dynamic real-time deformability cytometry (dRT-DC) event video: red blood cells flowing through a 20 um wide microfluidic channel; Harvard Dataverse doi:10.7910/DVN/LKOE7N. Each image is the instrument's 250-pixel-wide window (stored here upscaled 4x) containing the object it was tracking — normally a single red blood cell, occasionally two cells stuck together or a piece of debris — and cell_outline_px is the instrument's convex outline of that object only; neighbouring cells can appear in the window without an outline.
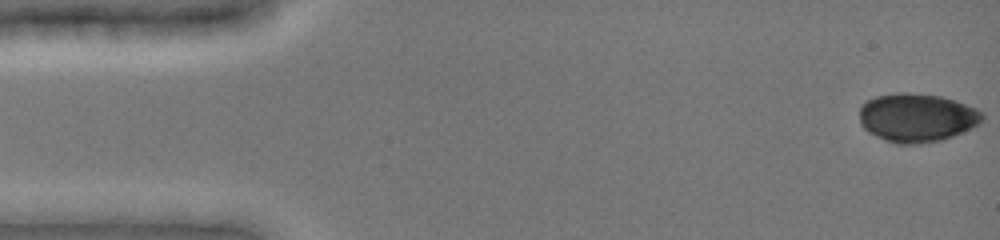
{"species": "common noctule bat (a hibernating species)", "species_latin": "Nyctalus noctula", "temperature_condition": "cold", "stored_images_in_passage": 48, "camera_frame_rate_fps": 3000, "um_per_image_px": 0.085, "animal": {"sex": "female", "body_mass_g": 19.0, "forearm_length_mm": 51.5}, "frame": {"image": 1, "passage_image": 1, "time_ms": 0.0, "image_size_px": [1000, 240], "cell_outline_px": [[984, 116], [972, 128], [952, 136], [940, 140], [920, 144], [900, 144], [884, 140], [868, 132], [860, 124], [860, 104], [876, 96], [900, 92], [904, 92], [940, 96], [956, 100], [976, 108]], "centroid_in_image_um": [77.9, 10.0], "position_along_channel_um": 7.1, "area_um2": 34.68}}
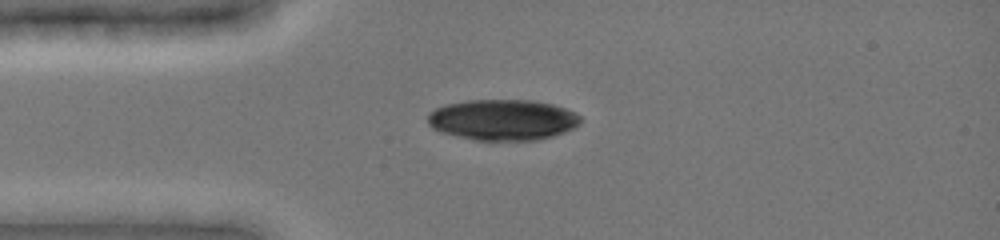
{"frame": {"image": 2, "passage_image": 12, "time_ms": 3.667, "image_size_px": [1000, 240], "cell_outline_px": [[580, 124], [564, 132], [540, 140], [476, 140], [440, 132], [432, 128], [428, 124], [428, 112], [436, 108], [448, 104], [468, 100], [532, 100], [552, 104], [564, 108], [580, 116]], "centroid_in_image_um": [42.71, 10.18], "position_along_channel_um": 42.3, "area_um2": 36.24}}